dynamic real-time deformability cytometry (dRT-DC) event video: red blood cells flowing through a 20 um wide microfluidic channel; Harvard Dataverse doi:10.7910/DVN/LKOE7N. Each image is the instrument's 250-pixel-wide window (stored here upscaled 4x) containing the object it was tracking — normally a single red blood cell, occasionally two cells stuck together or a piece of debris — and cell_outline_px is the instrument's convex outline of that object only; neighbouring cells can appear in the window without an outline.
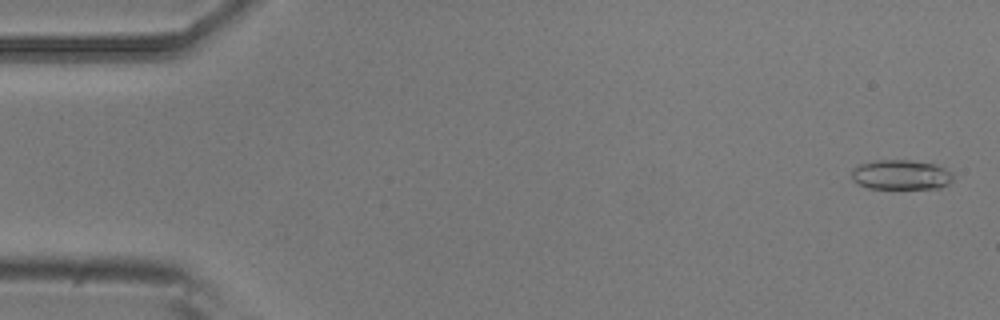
{"species": "common noctule bat (a hibernating species)", "species_latin": "Nyctalus noctula", "temperature_condition": "room temperature", "stored_images_in_passage": 5, "camera_frame_rate_fps": 3000, "um_per_image_px": 0.085, "animal": {"sex": "male", "body_mass_g": 20.5, "forearm_length_mm": 52.5}, "frame": {"image": 1, "passage_image": 1, "time_ms": 0.0, "image_size_px": [1000, 320], "cell_outline_px": [[952, 180], [948, 184], [940, 188], [868, 188], [852, 180], [852, 168], [856, 164], [876, 160], [908, 160], [936, 164], [952, 172]], "centroid_in_image_um": [76.56, 14.84], "position_along_channel_um": 8.4, "area_um2": 17.69}}
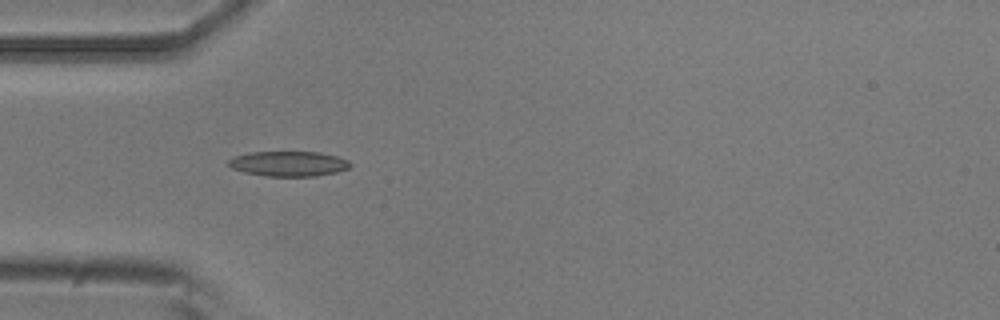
{"frame": {"image": 2, "passage_image": 5, "time_ms": 1.333, "image_size_px": [1000, 320], "cell_outline_px": [[352, 164], [348, 168], [336, 172], [316, 176], [268, 176], [244, 172], [232, 168], [228, 164], [228, 160], [232, 156], [248, 152], [320, 152], [336, 156], [348, 160]], "centroid_in_image_um": [24.51, 13.91], "position_along_channel_um": 60.5, "area_um2": 17.8}}